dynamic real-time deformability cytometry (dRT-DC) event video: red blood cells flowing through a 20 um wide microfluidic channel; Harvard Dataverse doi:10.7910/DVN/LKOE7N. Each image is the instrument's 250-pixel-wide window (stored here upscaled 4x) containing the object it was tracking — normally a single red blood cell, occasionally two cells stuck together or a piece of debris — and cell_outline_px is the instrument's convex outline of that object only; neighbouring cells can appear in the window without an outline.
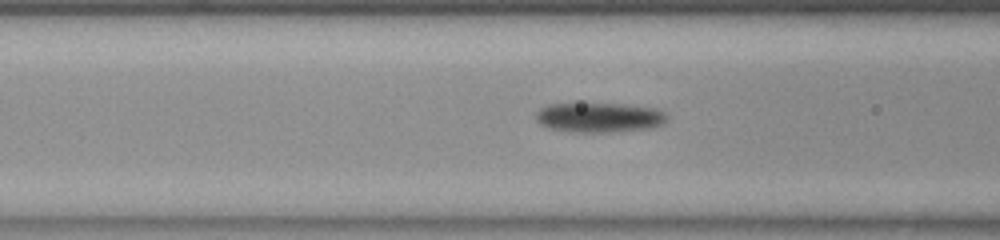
{"species": "common noctule bat (a hibernating species)", "species_latin": "Nyctalus noctula", "temperature_condition": "room temperature", "stored_images_in_passage": 15, "camera_frame_rate_fps": 3000, "um_per_image_px": 0.085, "animal": {"sex": "female", "body_mass_g": 23.0, "forearm_length_mm": 53.4}, "frame": {"image": 1, "passage_image": 9, "time_ms": 2.667, "image_size_px": [1000, 240], "cell_outline_px": [[668, 116], [660, 124], [652, 128], [600, 132], [580, 132], [552, 128], [540, 124], [536, 120], [536, 112], [540, 108], [548, 104], [624, 104], [656, 108], [664, 112]], "centroid_in_image_um": [50.93, 9.97], "position_along_channel_um": 115.7, "area_um2": 22.31}}
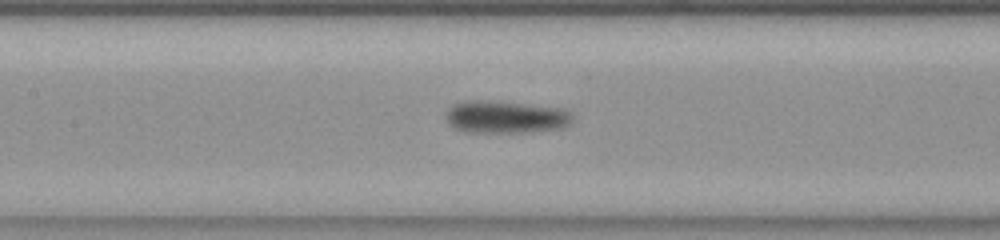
{"frame": {"image": 2, "passage_image": 13, "time_ms": 4.0, "image_size_px": [1000, 240], "cell_outline_px": [[572, 120], [564, 128], [532, 132], [468, 132], [456, 128], [448, 120], [448, 108], [452, 104], [464, 100], [476, 100], [520, 104], [560, 108], [568, 112], [572, 116]], "centroid_in_image_um": [42.99, 9.96], "position_along_channel_um": 164.4, "area_um2": 23.41}}